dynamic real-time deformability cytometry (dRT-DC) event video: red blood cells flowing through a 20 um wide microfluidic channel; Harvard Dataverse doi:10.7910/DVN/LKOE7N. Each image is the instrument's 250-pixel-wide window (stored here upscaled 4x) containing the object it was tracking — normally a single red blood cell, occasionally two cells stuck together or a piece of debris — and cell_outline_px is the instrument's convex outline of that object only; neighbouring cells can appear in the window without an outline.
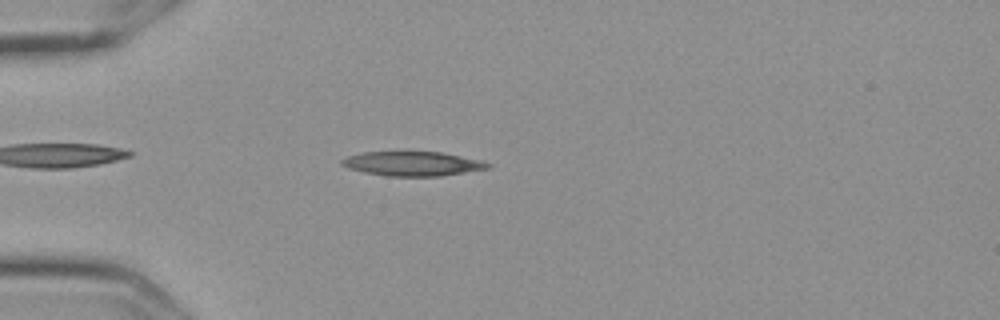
{"species": "Egyptian fruit bat (a non-hibernating species)", "species_latin": "Rousettus aegyptiacus", "temperature_condition": "cold", "stored_images_in_passage": 55, "camera_frame_rate_fps": 3000, "um_per_image_px": 0.085, "frame": {"image": 1, "passage_image": 15, "time_ms": 4.667, "image_size_px": [1000, 320], "cell_outline_px": [[492, 164], [488, 168], [440, 176], [388, 176], [364, 172], [348, 168], [340, 164], [340, 160], [348, 156], [364, 152], [440, 152], [480, 160]], "centroid_in_image_um": [35.03, 13.91], "position_along_channel_um": 50.0, "area_um2": 20.46}}
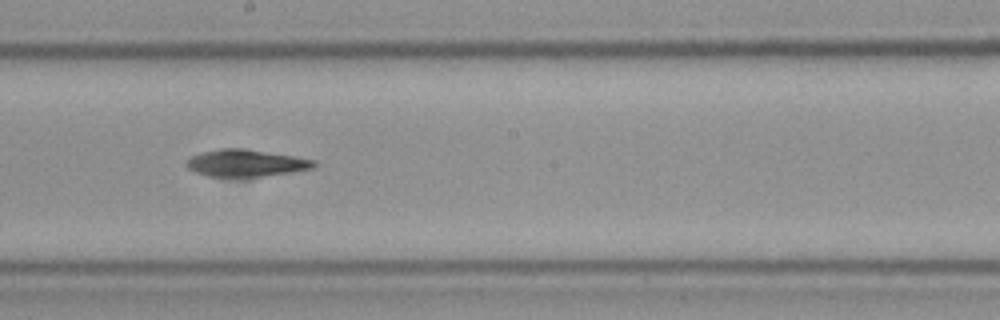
{"frame": {"image": 2, "passage_image": 31, "time_ms": 10.0, "image_size_px": [1000, 320], "cell_outline_px": [[316, 164], [312, 168], [288, 172], [260, 176], [208, 176], [196, 172], [188, 168], [184, 164], [192, 156], [200, 152], [220, 148], [244, 148], [316, 160]], "centroid_in_image_um": [20.85, 13.84], "position_along_channel_um": 227.3, "area_um2": 19.71}}
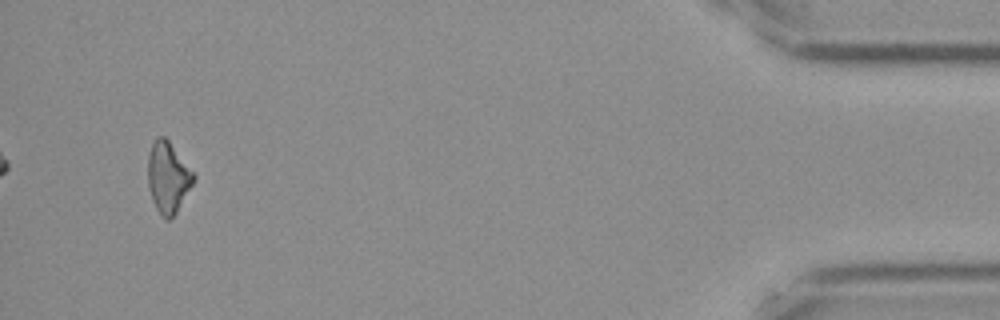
{"frame": {"image": 3, "passage_image": 53, "time_ms": 17.333, "image_size_px": [1000, 320], "cell_outline_px": [[196, 176], [192, 184], [176, 212], [168, 220], [160, 216], [152, 200], [148, 184], [148, 156], [152, 144], [156, 136], [164, 136], [168, 140]], "centroid_in_image_um": [14.25, 15.07], "position_along_channel_um": 420.9, "area_um2": 18.55}}